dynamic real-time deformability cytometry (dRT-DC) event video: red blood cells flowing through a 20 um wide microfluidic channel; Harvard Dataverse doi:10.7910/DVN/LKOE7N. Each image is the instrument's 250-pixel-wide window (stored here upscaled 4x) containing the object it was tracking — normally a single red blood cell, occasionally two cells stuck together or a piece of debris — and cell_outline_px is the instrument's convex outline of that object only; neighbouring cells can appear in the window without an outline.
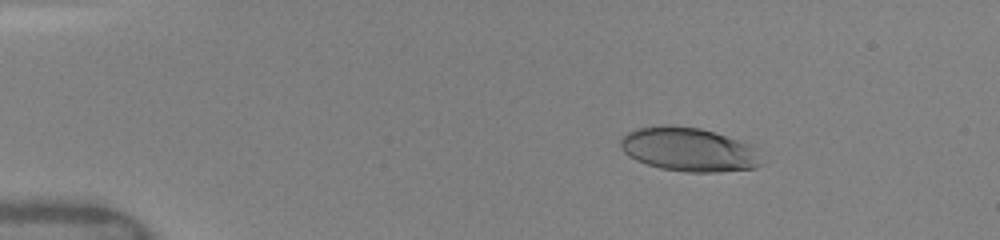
{"species": "human", "species_latin": "Homo sapiens", "temperature_condition": "warm", "stored_images_in_passage": 15, "camera_frame_rate_fps": 3000, "um_per_image_px": 0.085, "donor": {"sex": "female"}, "frame": {"image": 1, "passage_image": 5, "time_ms": 2.667, "image_size_px": [1000, 240], "cell_outline_px": [[760, 164], [756, 168], [716, 172], [688, 172], [660, 168], [636, 160], [628, 156], [620, 148], [620, 136], [636, 128], [660, 124], [672, 124], [700, 128], [740, 140], [752, 144]], "centroid_in_image_um": [58.47, 12.68], "position_along_channel_um": 26.5, "area_um2": 36.18}}
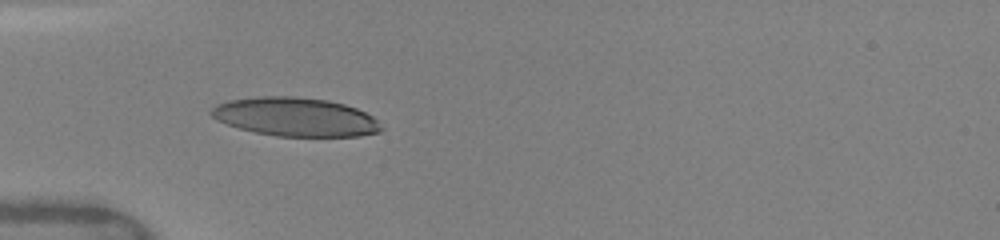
{"frame": {"image": 2, "passage_image": 12, "time_ms": 5.333, "image_size_px": [1000, 240], "cell_outline_px": [[384, 128], [380, 132], [360, 136], [276, 136], [256, 132], [240, 128], [216, 120], [208, 112], [216, 104], [228, 100], [260, 96], [296, 96], [328, 100], [344, 104], [356, 108], [372, 116]], "centroid_in_image_um": [25.1, 9.93], "position_along_channel_um": 59.9, "area_um2": 38.38}}
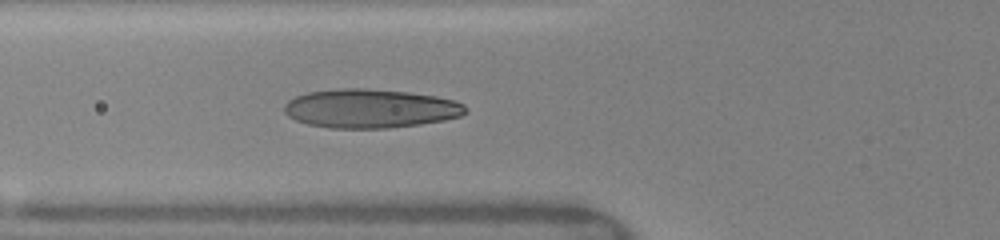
{"frame": {"image": 3, "passage_image": 15, "time_ms": 6.333, "image_size_px": [1000, 240], "cell_outline_px": [[468, 112], [460, 116], [444, 120], [420, 124], [388, 128], [328, 128], [308, 124], [296, 120], [288, 116], [284, 112], [284, 104], [288, 100], [296, 96], [308, 92], [340, 88], [364, 88], [408, 92], [436, 96], [452, 100], [464, 104], [468, 108]], "centroid_in_image_um": [31.47, 9.22], "position_along_channel_um": 94.3, "area_um2": 41.21}}